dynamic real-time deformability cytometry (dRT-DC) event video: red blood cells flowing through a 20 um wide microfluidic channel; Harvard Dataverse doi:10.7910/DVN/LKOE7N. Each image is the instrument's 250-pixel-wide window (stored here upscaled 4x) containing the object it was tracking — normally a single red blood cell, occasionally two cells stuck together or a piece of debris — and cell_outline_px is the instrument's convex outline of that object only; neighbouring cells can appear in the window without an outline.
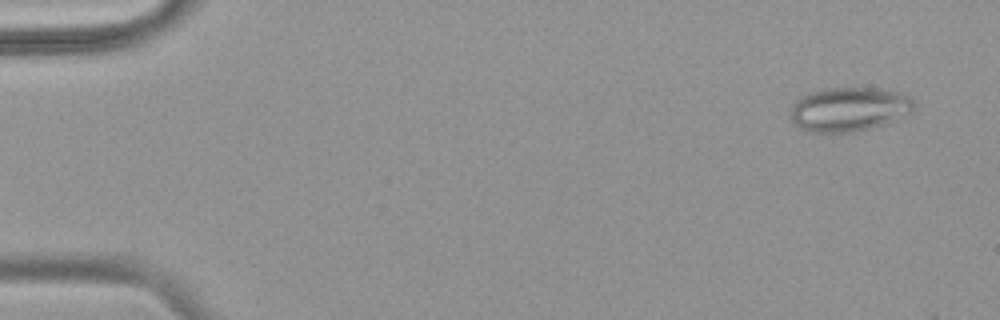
{"species": "common noctule bat (a hibernating species)", "species_latin": "Nyctalus noctula", "temperature_condition": "warm", "stored_images_in_passage": 54, "camera_frame_rate_fps": 3000, "um_per_image_px": 0.085, "animal": {"sex": "female", "body_mass_g": 18.4}, "frame": {"image": 1, "passage_image": 4, "time_ms": 1.0, "image_size_px": [1000, 320], "cell_outline_px": [[912, 108], [880, 124], [868, 128], [852, 132], [816, 132], [804, 128], [796, 124], [792, 120], [792, 108], [796, 100], [800, 96], [812, 92], [828, 88], [876, 88], [896, 92], [908, 96], [912, 100]], "centroid_in_image_um": [72.07, 9.26], "position_along_channel_um": 12.9, "area_um2": 30.29}}
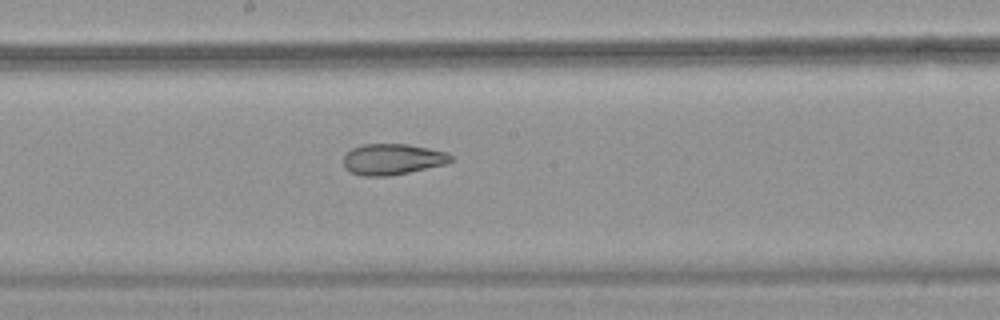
{"frame": {"image": 2, "passage_image": 30, "time_ms": 9.667, "image_size_px": [1000, 320], "cell_outline_px": [[452, 160], [444, 164], [408, 172], [388, 176], [364, 176], [352, 172], [344, 168], [344, 156], [352, 148], [364, 144], [408, 144], [448, 152], [452, 156]], "centroid_in_image_um": [33.35, 13.53], "position_along_channel_um": 214.8, "area_um2": 19.19}}
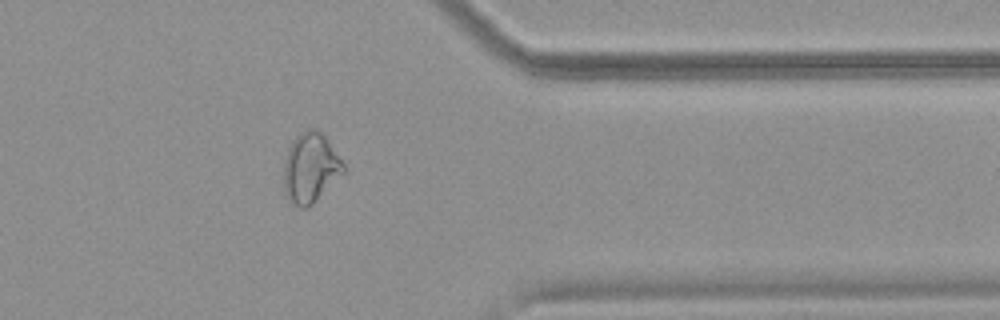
{"frame": {"image": 3, "passage_image": 44, "time_ms": 14.333, "image_size_px": [1000, 320], "cell_outline_px": [[344, 172], [312, 204], [304, 208], [300, 208], [288, 200], [284, 196], [284, 160], [288, 148], [292, 140], [300, 132], [308, 128], [316, 128], [324, 136], [344, 164]], "centroid_in_image_um": [26.34, 14.26], "position_along_channel_um": 385.1, "area_um2": 24.1}, "authors_computed_cell_mechanics": {"area_um2": 25.2586, "velocity_mm_per_s": 3.8547, "shape_relaxation_time_tau1_ms": null, "shape_relaxation_time_tau2_ms": 2.7105, "deformation_change_tau1": null, "deformation_change_tau2": 0.0995}}